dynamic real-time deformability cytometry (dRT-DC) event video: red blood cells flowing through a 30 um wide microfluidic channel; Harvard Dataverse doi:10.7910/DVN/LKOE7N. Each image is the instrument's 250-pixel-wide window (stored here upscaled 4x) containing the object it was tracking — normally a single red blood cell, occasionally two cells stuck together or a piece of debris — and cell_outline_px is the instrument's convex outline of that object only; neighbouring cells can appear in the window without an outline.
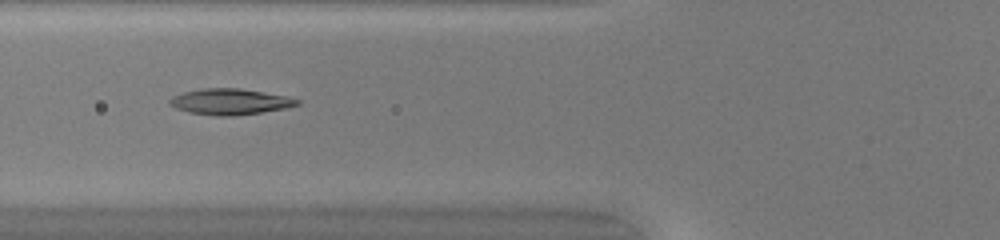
{"species": "common noctule bat (a hibernating species)", "species_latin": "Nyctalus noctula", "temperature_condition": "warm", "stored_images_in_passage": 50, "camera_frame_rate_fps": 3000, "um_per_image_px": 0.085, "animal": {"sex": "female", "body_mass_g": 20.0, "forearm_length_mm": 54.0}, "frame": {"image": 1, "passage_image": 20, "time_ms": 6.333, "image_size_px": [1000, 240], "cell_outline_px": [[300, 104], [288, 108], [232, 116], [220, 116], [188, 112], [176, 108], [168, 104], [168, 100], [172, 96], [184, 92], [200, 88], [240, 88], [288, 96], [300, 100]], "centroid_in_image_um": [19.55, 8.63], "position_along_channel_um": 106.2, "area_um2": 19.36}}
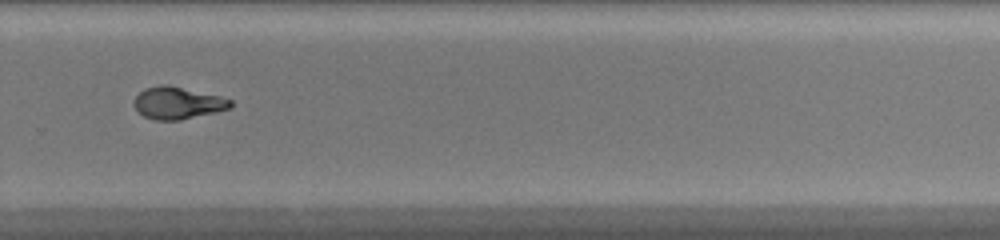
{"frame": {"image": 2, "passage_image": 35, "time_ms": 11.333, "image_size_px": [1000, 240], "cell_outline_px": [[232, 108], [216, 112], [180, 120], [156, 120], [144, 116], [132, 104], [136, 96], [144, 88], [160, 84], [168, 84], [220, 96], [232, 100]], "centroid_in_image_um": [15.11, 8.74], "position_along_channel_um": 314.7, "area_um2": 18.15}}
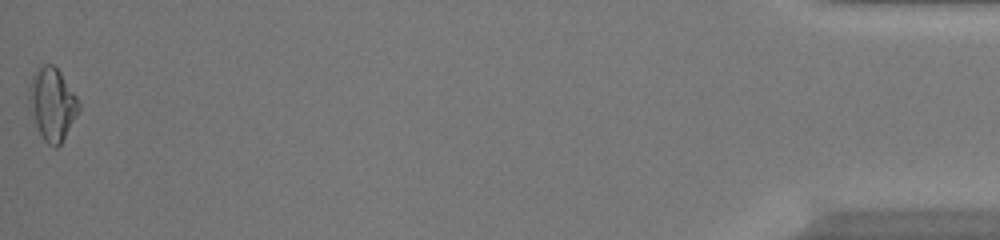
{"frame": {"image": 3, "passage_image": 50, "time_ms": 16.333, "image_size_px": [1000, 240], "cell_outline_px": [[80, 108], [60, 144], [56, 148], [52, 148], [44, 140], [28, 108], [28, 88], [32, 76], [44, 64], [52, 64], [60, 72], [76, 96], [80, 104]], "centroid_in_image_um": [4.41, 8.85], "position_along_channel_um": 430.8, "area_um2": 20.69}, "authors_computed_cell_mechanics": {"area_um2": 18.6694, "velocity_mm_per_s": 4.176, "shape_relaxation_time_tau1_ms": null, "shape_relaxation_time_tau2_ms": 1.514, "deformation_change_tau1": null, "deformation_change_tau2": 0.074}}